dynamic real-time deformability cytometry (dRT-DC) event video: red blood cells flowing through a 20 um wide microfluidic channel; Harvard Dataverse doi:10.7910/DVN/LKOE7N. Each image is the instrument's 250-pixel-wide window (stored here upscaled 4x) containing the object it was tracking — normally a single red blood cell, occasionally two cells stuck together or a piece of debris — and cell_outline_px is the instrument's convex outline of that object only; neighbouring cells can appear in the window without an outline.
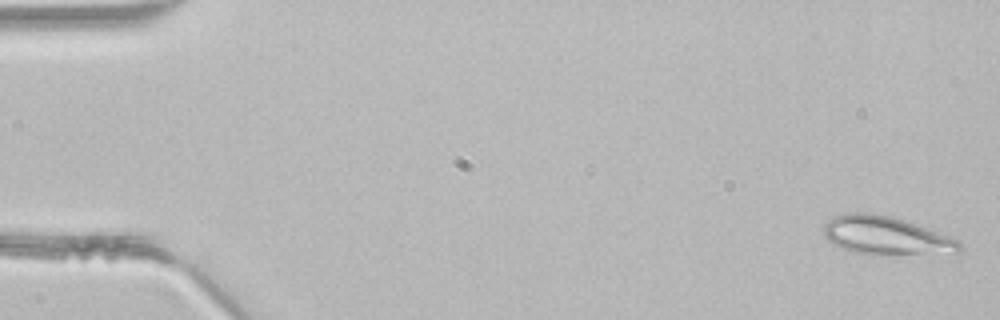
{"species": "common noctule bat (a hibernating species)", "species_latin": "Nyctalus noctula", "temperature_condition": "room temperature", "stored_images_in_passage": 46, "camera_frame_rate_fps": 3000, "um_per_image_px": 0.085, "animal": {"sex": "male", "body_mass_g": 21.5, "forearm_length_mm": 52.0}, "frame": {"image": 1, "passage_image": 1, "time_ms": 0.0, "image_size_px": [1000, 320], "cell_outline_px": [[964, 248], [960, 252], [868, 256], [852, 252], [832, 244], [824, 236], [824, 224], [828, 220], [836, 216], [848, 212], [868, 212], [892, 216], [928, 228], [960, 240]], "centroid_in_image_um": [75.31, 20.04], "position_along_channel_um": 9.7, "area_um2": 30.92}}
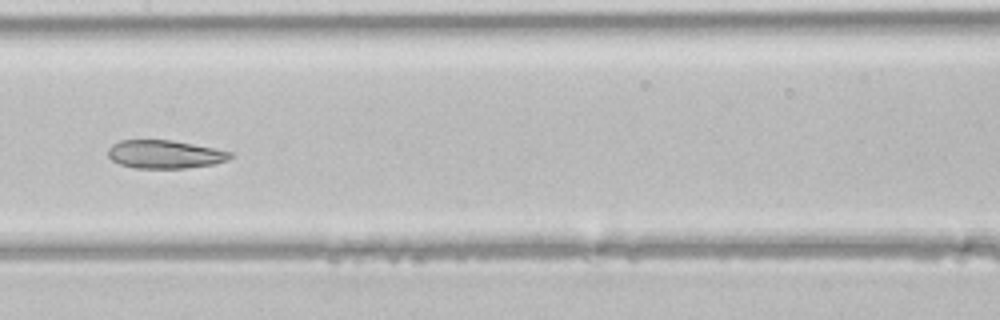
{"frame": {"image": 2, "passage_image": 23, "time_ms": 7.333, "image_size_px": [1000, 320], "cell_outline_px": [[232, 156], [228, 160], [212, 164], [184, 168], [136, 168], [120, 164], [112, 160], [108, 156], [108, 148], [112, 144], [120, 140], [172, 140], [232, 152]], "centroid_in_image_um": [13.97, 13.11], "position_along_channel_um": 193.4, "area_um2": 19.94}}
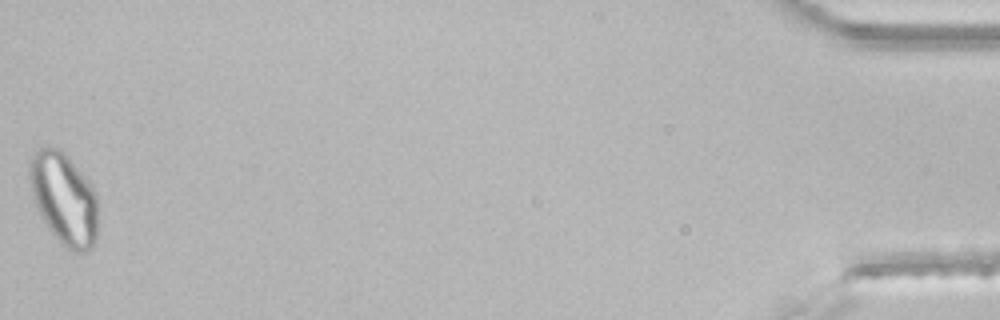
{"frame": {"image": 3, "passage_image": 46, "time_ms": 15.0, "image_size_px": [1000, 320], "cell_outline_px": [[96, 240], [92, 248], [88, 252], [76, 252], [64, 248], [60, 244], [48, 228], [36, 204], [32, 192], [28, 176], [28, 164], [32, 156], [40, 148], [48, 144], [60, 148], [64, 152], [96, 192]], "centroid_in_image_um": [5.42, 16.89], "position_along_channel_um": 429.8, "area_um2": 36.53}}